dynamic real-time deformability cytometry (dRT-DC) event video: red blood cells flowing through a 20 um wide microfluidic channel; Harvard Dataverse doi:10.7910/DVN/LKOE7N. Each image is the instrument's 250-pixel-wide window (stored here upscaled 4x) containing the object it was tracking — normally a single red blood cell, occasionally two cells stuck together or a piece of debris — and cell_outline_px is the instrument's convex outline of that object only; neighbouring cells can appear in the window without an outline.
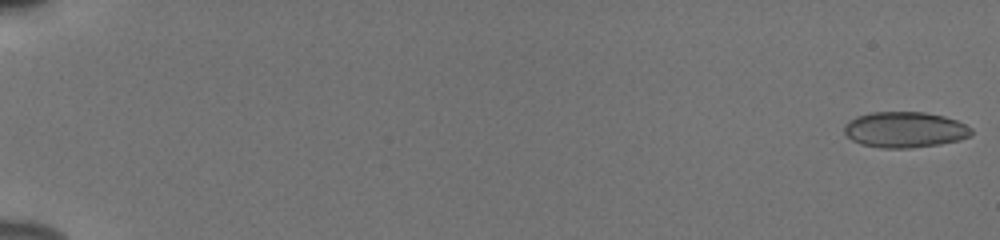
{"species": "human", "species_latin": "Homo sapiens", "temperature_condition": "cold", "stored_images_in_passage": 56, "camera_frame_rate_fps": 3000, "um_per_image_px": 0.085, "donor": {"sex": "male"}, "frame": {"image": 1, "passage_image": 1, "time_ms": 0.0, "image_size_px": [1000, 240], "cell_outline_px": [[972, 132], [968, 136], [960, 140], [940, 144], [912, 148], [880, 148], [860, 144], [852, 140], [844, 132], [844, 124], [848, 120], [856, 116], [872, 112], [924, 112], [944, 116], [956, 120], [972, 128]], "centroid_in_image_um": [76.88, 11.02], "position_along_channel_um": 8.1, "area_um2": 26.65}}
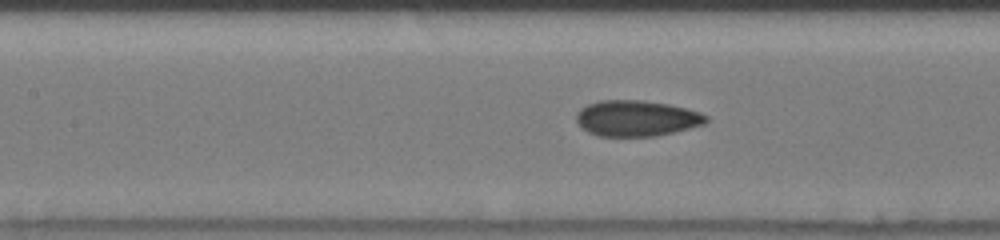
{"frame": {"image": 2, "passage_image": 29, "time_ms": 9.333, "image_size_px": [1000, 240], "cell_outline_px": [[708, 120], [704, 124], [656, 136], [596, 136], [580, 128], [576, 120], [576, 112], [580, 108], [588, 104], [600, 100], [644, 100], [668, 104], [700, 112], [708, 116]], "centroid_in_image_um": [54.06, 10.05], "position_along_channel_um": 153.3, "area_um2": 27.22}}
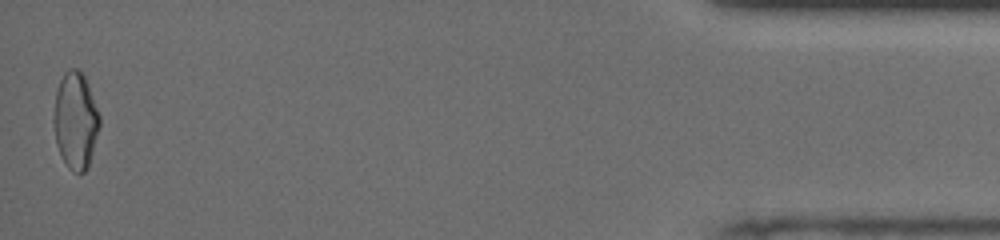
{"frame": {"image": 3, "passage_image": 56, "time_ms": 18.333, "image_size_px": [1000, 240], "cell_outline_px": [[100, 124], [88, 168], [84, 172], [72, 172], [68, 168], [56, 144], [52, 120], [56, 88], [64, 72], [68, 68], [76, 68], [84, 72], [100, 116]], "centroid_in_image_um": [6.4, 10.2], "position_along_channel_um": 428.8, "area_um2": 26.24}, "authors_computed_cell_mechanics": {"area_um2": 26.7903, "velocity_mm_per_s": 3.8845, "shape_relaxation_time_tau1_ms": null, "shape_relaxation_time_tau2_ms": 0.9802, "deformation_change_tau1": null, "deformation_change_tau2": 0.0526}}